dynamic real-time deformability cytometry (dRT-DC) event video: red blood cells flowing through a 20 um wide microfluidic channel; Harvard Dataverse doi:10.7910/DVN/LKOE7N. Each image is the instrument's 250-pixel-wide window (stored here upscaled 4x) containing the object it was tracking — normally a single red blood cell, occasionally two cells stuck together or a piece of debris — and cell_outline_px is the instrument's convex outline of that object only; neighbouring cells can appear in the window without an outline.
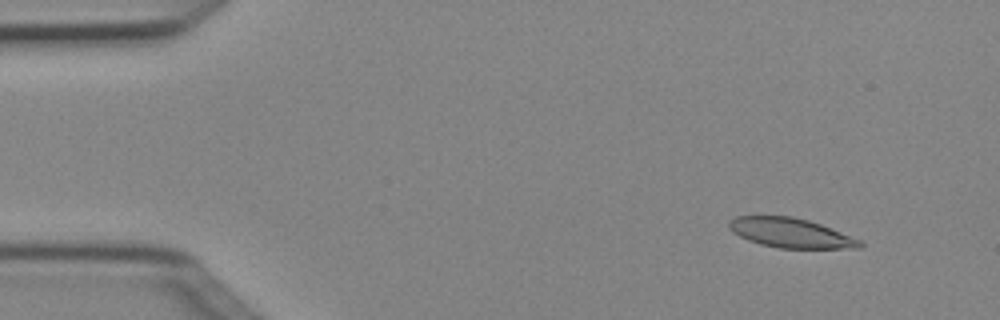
{"species": "Egyptian fruit bat (a non-hibernating species)", "species_latin": "Rousettus aegyptiacus", "temperature_condition": "cold", "stored_images_in_passage": 6, "camera_frame_rate_fps": 3000, "um_per_image_px": 0.085, "animal": {"sex": "female"}, "frame": {"image": 1, "passage_image": 2, "time_ms": 0.333, "image_size_px": [1000, 320], "cell_outline_px": [[864, 244], [860, 248], [780, 248], [760, 244], [748, 240], [732, 232], [728, 228], [728, 220], [736, 216], [792, 216], [808, 220], [820, 224], [860, 240]], "centroid_in_image_um": [67.16, 19.79], "position_along_channel_um": 17.8, "area_um2": 22.43}}
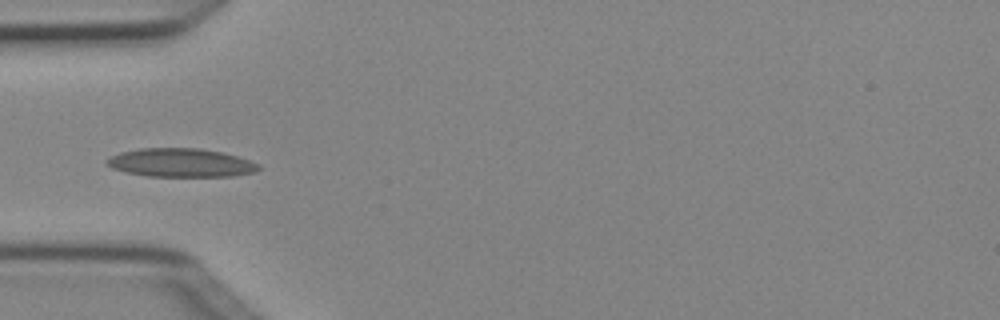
{"frame": {"image": 2, "passage_image": 5, "time_ms": 1.333, "image_size_px": [1000, 320], "cell_outline_px": [[260, 168], [256, 172], [232, 176], [148, 176], [124, 172], [112, 168], [104, 164], [104, 160], [120, 152], [140, 148], [200, 148], [220, 152], [236, 156], [260, 164]], "centroid_in_image_um": [15.33, 13.83], "position_along_channel_um": 69.7, "area_um2": 25.32}}
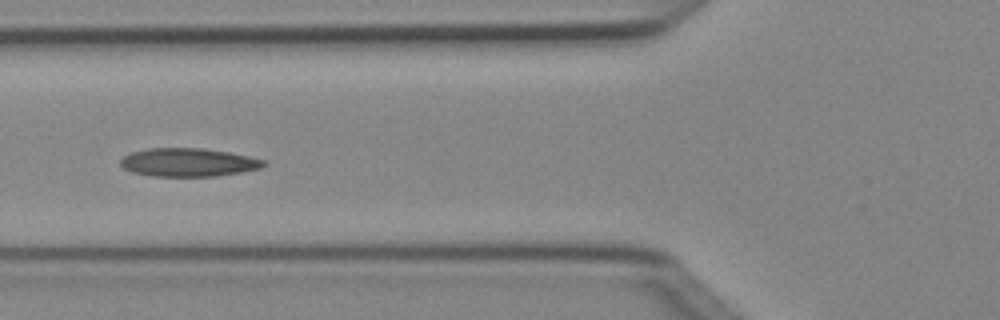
{"frame": {"image": 3, "passage_image": 6, "time_ms": 1.667, "image_size_px": [1000, 320], "cell_outline_px": [[268, 164], [260, 168], [240, 172], [216, 176], [152, 176], [132, 172], [124, 168], [120, 164], [120, 160], [124, 156], [132, 152], [148, 148], [204, 148], [228, 152], [248, 156], [264, 160]], "centroid_in_image_um": [16.0, 13.8], "position_along_channel_um": 109.8, "area_um2": 23.58}}